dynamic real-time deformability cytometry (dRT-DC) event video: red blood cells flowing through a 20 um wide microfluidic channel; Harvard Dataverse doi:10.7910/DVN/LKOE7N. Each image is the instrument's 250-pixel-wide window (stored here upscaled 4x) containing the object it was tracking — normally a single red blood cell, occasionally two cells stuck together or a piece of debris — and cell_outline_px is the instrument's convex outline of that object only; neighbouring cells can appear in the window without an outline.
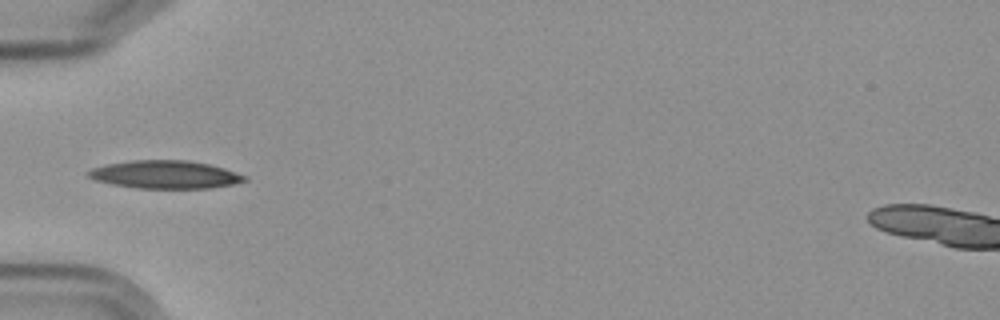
{"species": "Egyptian fruit bat (a non-hibernating species)", "species_latin": "Rousettus aegyptiacus", "temperature_condition": "cold", "stored_images_in_passage": 8, "camera_frame_rate_fps": 3000, "um_per_image_px": 0.085, "frame": {"image": 1, "passage_image": 2, "time_ms": 1.333, "image_size_px": [1000, 320], "cell_outline_px": [[248, 180], [232, 184], [208, 188], [136, 188], [112, 184], [96, 180], [84, 176], [84, 172], [92, 168], [108, 164], [132, 160], [188, 160], [208, 164], [224, 168], [248, 176]], "centroid_in_image_um": [14.01, 14.83], "position_along_channel_um": 71.0, "area_um2": 25.55}}
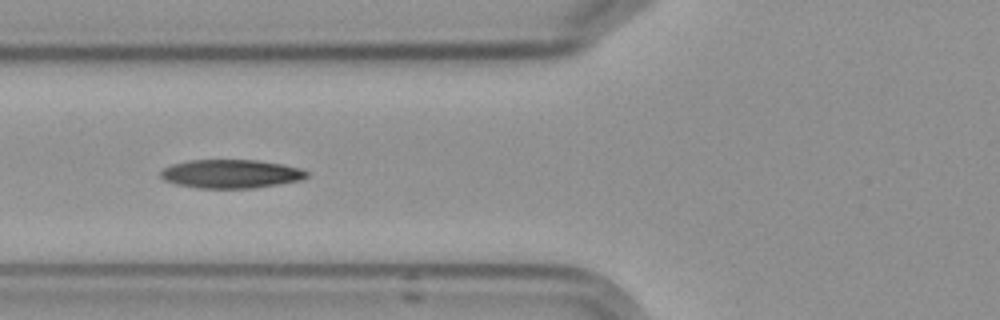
{"frame": {"image": 2, "passage_image": 3, "time_ms": 2.333, "image_size_px": [1000, 320], "cell_outline_px": [[308, 176], [300, 180], [252, 188], [200, 188], [176, 184], [164, 180], [160, 176], [160, 172], [164, 168], [172, 164], [188, 160], [260, 160], [284, 164], [300, 168], [308, 172]], "centroid_in_image_um": [19.62, 14.77], "position_along_channel_um": 106.2, "area_um2": 24.33}}
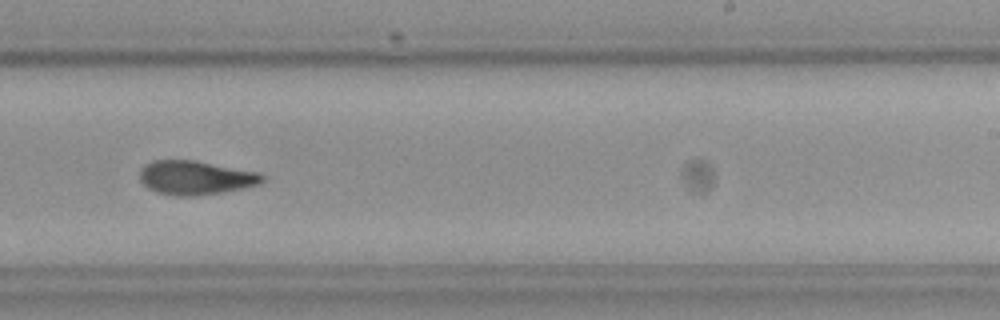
{"frame": {"image": 3, "passage_image": 7, "time_ms": 7.0, "image_size_px": [1000, 320], "cell_outline_px": [[264, 180], [256, 184], [240, 188], [220, 192], [192, 196], [176, 196], [156, 192], [148, 188], [140, 180], [140, 168], [144, 164], [152, 160], [196, 160], [260, 172], [264, 176]], "centroid_in_image_um": [16.58, 15.08], "position_along_channel_um": 272.4, "area_um2": 24.22}}